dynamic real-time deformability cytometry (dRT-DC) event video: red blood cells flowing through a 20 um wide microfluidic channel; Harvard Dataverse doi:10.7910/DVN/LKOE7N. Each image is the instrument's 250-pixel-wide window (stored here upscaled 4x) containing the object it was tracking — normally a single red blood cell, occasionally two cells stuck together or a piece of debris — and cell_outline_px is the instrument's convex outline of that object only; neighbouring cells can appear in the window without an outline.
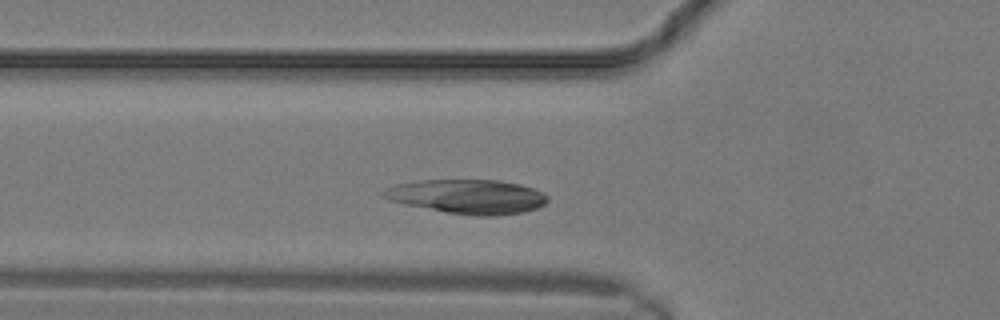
{"species": "common noctule bat (a hibernating species)", "species_latin": "Nyctalus noctula", "temperature_condition": "warm", "stored_images_in_passage": 4, "camera_frame_rate_fps": 3000, "um_per_image_px": 0.085, "animal": {"sex": "male", "body_mass_g": 19.2, "forearm_length_mm": 51.8}, "frame": {"image": 1, "passage_image": 2, "time_ms": 0.333, "image_size_px": [1000, 320], "cell_outline_px": [[548, 200], [544, 204], [536, 208], [524, 212], [496, 216], [472, 216], [448, 212], [388, 200], [380, 196], [380, 192], [396, 184], [420, 180], [500, 180], [520, 184], [532, 188], [548, 196]], "centroid_in_image_um": [39.75, 16.71], "position_along_channel_um": 86.1, "area_um2": 32.6}}
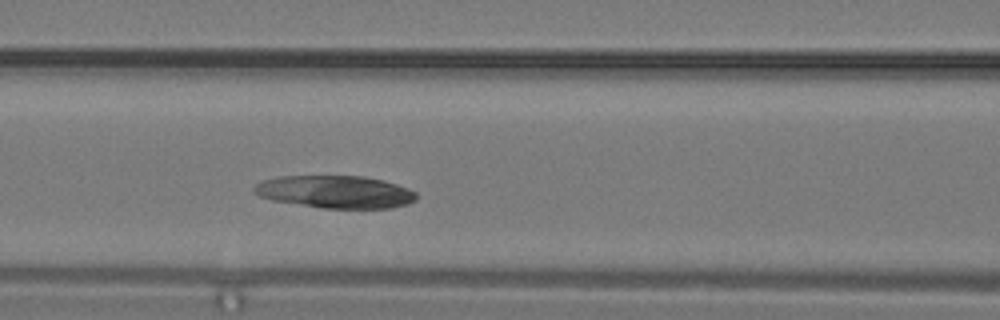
{"frame": {"image": 2, "passage_image": 4, "time_ms": 1.0, "image_size_px": [1000, 320], "cell_outline_px": [[416, 200], [408, 204], [392, 208], [324, 208], [272, 200], [260, 196], [252, 188], [256, 184], [264, 180], [280, 176], [364, 176], [396, 184], [408, 188], [416, 192]], "centroid_in_image_um": [28.53, 16.31], "position_along_channel_um": 138.1, "area_um2": 30.58}}